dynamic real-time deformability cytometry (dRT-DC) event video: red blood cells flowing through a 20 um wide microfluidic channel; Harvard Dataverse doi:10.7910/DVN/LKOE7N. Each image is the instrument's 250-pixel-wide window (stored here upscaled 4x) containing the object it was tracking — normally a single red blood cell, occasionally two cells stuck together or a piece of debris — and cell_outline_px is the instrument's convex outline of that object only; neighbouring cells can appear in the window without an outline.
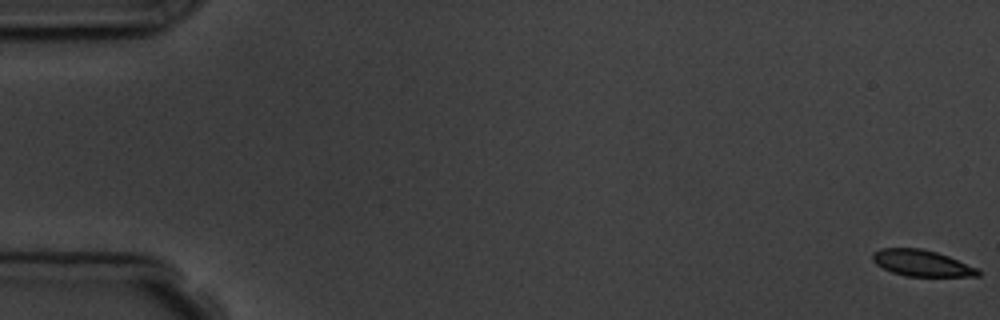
{"species": "common noctule bat (a hibernating species)", "species_latin": "Nyctalus noctula", "temperature_condition": "room temperature", "stored_images_in_passage": 9, "camera_frame_rate_fps": 3000, "um_per_image_px": 0.085, "animal": {"sex": "male", "body_mass_g": 19.5, "forearm_length_mm": 54.6}, "frame": {"image": 1, "passage_image": 1, "time_ms": 0.0, "image_size_px": [1000, 320], "cell_outline_px": [[980, 276], [904, 276], [892, 272], [876, 264], [872, 260], [872, 252], [880, 248], [920, 248], [936, 252], [948, 256], [980, 268]], "centroid_in_image_um": [78.35, 22.36], "position_along_channel_um": 6.6, "area_um2": 16.24}}
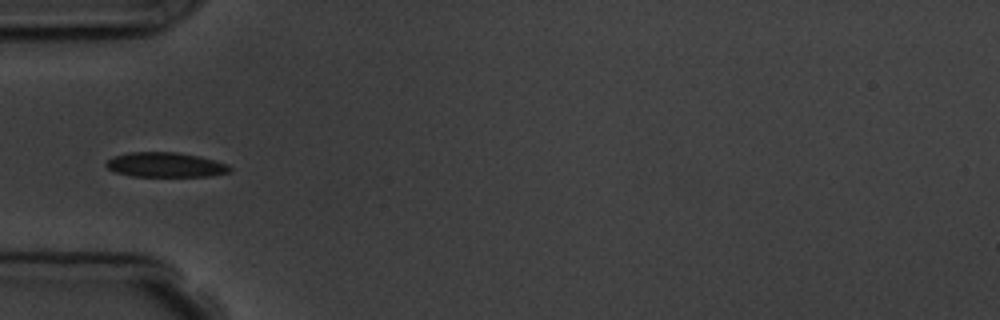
{"frame": {"image": 2, "passage_image": 6, "time_ms": 6.0, "image_size_px": [1000, 320], "cell_outline_px": [[232, 172], [212, 176], [132, 176], [116, 172], [108, 168], [104, 164], [108, 160], [116, 156], [128, 152], [176, 152], [200, 156], [228, 164], [232, 168]], "centroid_in_image_um": [14.12, 14.01], "position_along_channel_um": 70.9, "area_um2": 17.86}}